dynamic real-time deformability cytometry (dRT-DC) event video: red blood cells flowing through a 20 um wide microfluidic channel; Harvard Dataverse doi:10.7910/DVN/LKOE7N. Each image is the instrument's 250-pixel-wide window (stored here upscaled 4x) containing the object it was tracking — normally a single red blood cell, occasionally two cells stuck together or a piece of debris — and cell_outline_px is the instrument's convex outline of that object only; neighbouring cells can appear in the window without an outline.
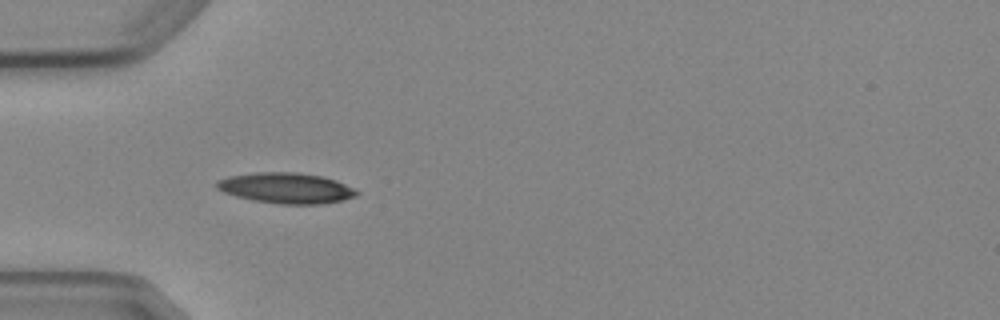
{"species": "Egyptian fruit bat (a non-hibernating species)", "species_latin": "Rousettus aegyptiacus", "temperature_condition": "cold", "stored_images_in_passage": 4, "camera_frame_rate_fps": 3000, "um_per_image_px": 0.085, "animal": {"sex": "female"}, "frame": {"image": 1, "passage_image": 4, "time_ms": 3.667, "image_size_px": [1000, 320], "cell_outline_px": [[360, 192], [356, 196], [344, 200], [320, 204], [280, 204], [252, 200], [236, 196], [224, 192], [216, 188], [216, 180], [228, 176], [256, 172], [296, 172], [324, 176], [336, 180], [356, 188]], "centroid_in_image_um": [24.35, 15.98], "position_along_channel_um": 60.6, "area_um2": 25.26}}